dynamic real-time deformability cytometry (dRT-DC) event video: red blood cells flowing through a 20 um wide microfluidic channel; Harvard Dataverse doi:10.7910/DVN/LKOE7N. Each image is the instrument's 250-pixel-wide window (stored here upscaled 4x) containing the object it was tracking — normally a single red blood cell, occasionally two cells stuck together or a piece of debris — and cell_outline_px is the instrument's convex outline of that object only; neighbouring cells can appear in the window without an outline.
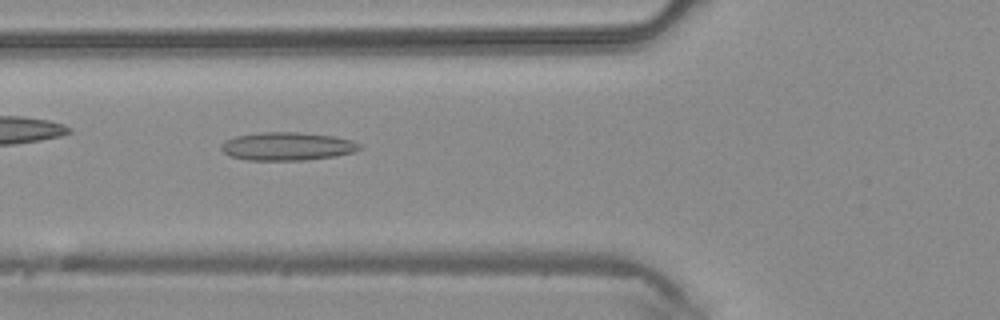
{"species": "common noctule bat (a hibernating species)", "species_latin": "Nyctalus noctula", "temperature_condition": "warm", "stored_images_in_passage": 40, "camera_frame_rate_fps": 3000, "um_per_image_px": 0.085, "animal": {"sex": "male", "body_mass_g": 20.4}, "frame": {"image": 1, "passage_image": 12, "time_ms": 3.667, "image_size_px": [1000, 320], "cell_outline_px": [[360, 148], [352, 152], [336, 156], [304, 160], [248, 160], [228, 156], [220, 148], [220, 144], [236, 136], [260, 132], [296, 132], [336, 136], [352, 140], [360, 144]], "centroid_in_image_um": [24.4, 12.43], "position_along_channel_um": 101.4, "area_um2": 22.72}}
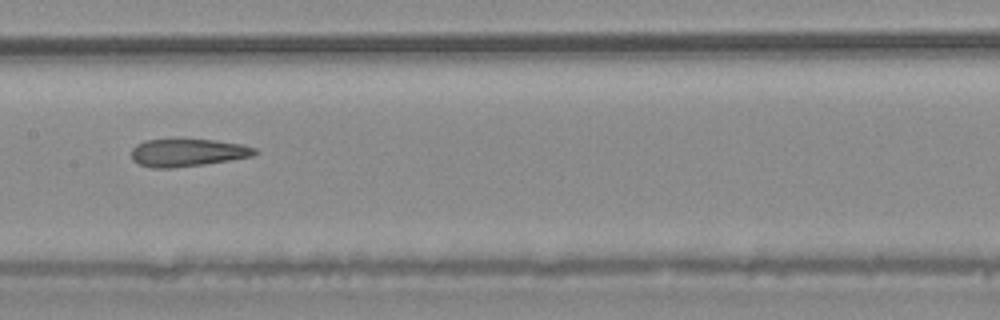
{"frame": {"image": 2, "passage_image": 18, "time_ms": 5.667, "image_size_px": [1000, 320], "cell_outline_px": [[260, 152], [252, 156], [204, 164], [172, 168], [152, 168], [140, 164], [132, 160], [132, 148], [136, 144], [144, 140], [216, 140], [240, 144], [256, 148]], "centroid_in_image_um": [15.94, 12.98], "position_along_channel_um": 191.5, "area_um2": 19.71}}